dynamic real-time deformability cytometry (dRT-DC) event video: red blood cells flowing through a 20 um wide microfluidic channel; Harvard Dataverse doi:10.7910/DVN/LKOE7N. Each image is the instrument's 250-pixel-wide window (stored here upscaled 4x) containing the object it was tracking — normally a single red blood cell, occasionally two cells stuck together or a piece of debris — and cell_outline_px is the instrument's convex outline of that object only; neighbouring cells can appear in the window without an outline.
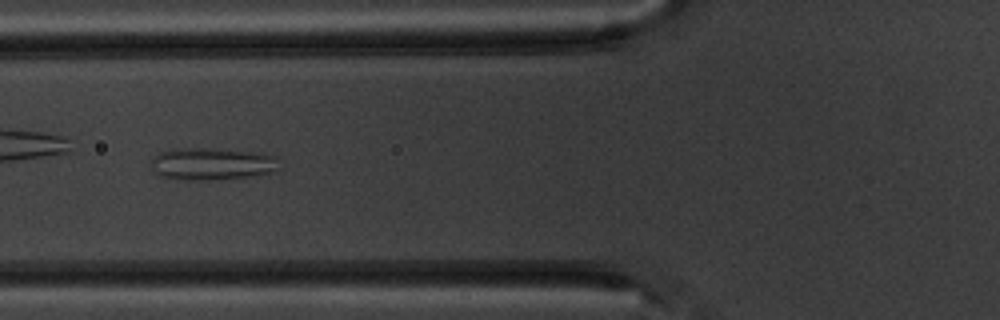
{"species": "common noctule bat (a hibernating species)", "species_latin": "Nyctalus noctula", "temperature_condition": "warm", "stored_images_in_passage": 10, "camera_frame_rate_fps": 3000, "um_per_image_px": 0.085, "animal": {"sex": "male", "body_mass_g": 20.1, "forearm_length_mm": 53.5}, "frame": {"image": 1, "passage_image": 5, "time_ms": 5.0, "image_size_px": [1000, 320], "cell_outline_px": [[280, 168], [260, 176], [208, 180], [180, 180], [160, 176], [152, 172], [148, 164], [148, 160], [160, 152], [176, 148], [212, 148], [264, 152], [276, 156]], "centroid_in_image_um": [17.99, 13.93], "position_along_channel_um": 107.8, "area_um2": 25.03}}
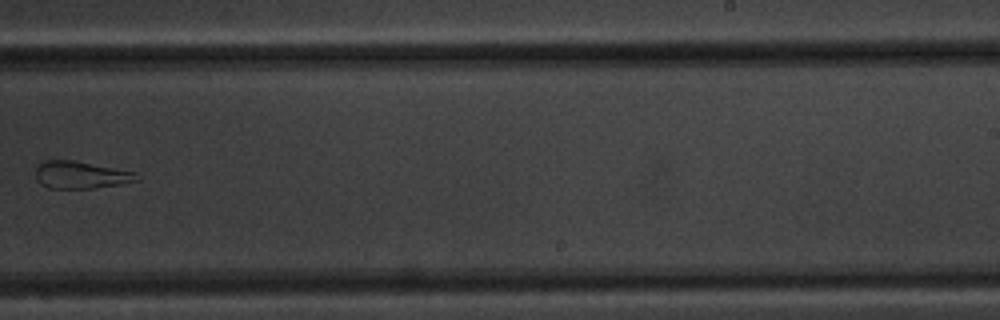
{"frame": {"image": 2, "passage_image": 9, "time_ms": 9.667, "image_size_px": [1000, 320], "cell_outline_px": [[140, 180], [120, 184], [92, 188], [48, 188], [40, 184], [36, 180], [36, 168], [44, 160], [72, 160], [136, 172]], "centroid_in_image_um": [6.85, 14.87], "position_along_channel_um": 282.1, "area_um2": 16.01}}
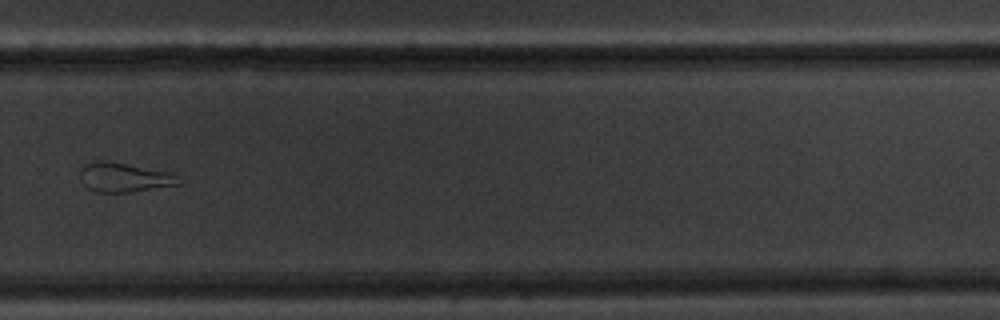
{"frame": {"image": 3, "passage_image": 10, "time_ms": 10.667, "image_size_px": [1000, 320], "cell_outline_px": [[180, 184], [132, 192], [96, 192], [88, 188], [84, 184], [80, 176], [80, 168], [84, 164], [96, 160], [104, 160], [172, 172]], "centroid_in_image_um": [10.5, 15.07], "position_along_channel_um": 319.3, "area_um2": 16.76}}